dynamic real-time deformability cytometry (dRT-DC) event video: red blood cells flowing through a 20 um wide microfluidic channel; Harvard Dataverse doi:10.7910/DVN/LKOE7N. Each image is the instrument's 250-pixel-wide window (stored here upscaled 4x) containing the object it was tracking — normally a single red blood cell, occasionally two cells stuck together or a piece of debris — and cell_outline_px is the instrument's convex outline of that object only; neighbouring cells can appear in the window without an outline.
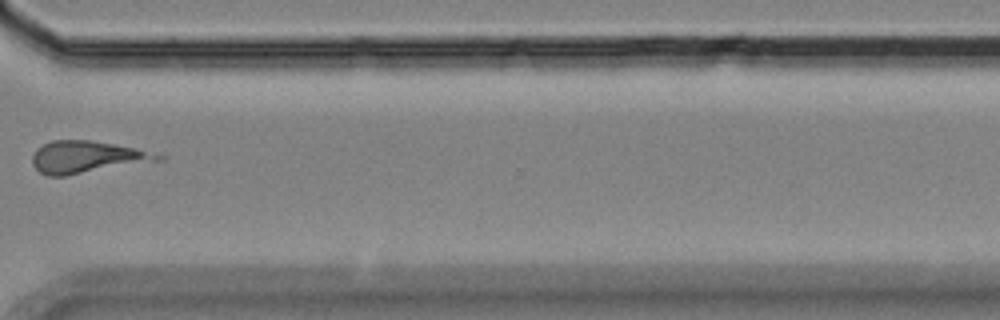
{"species": "Egyptian fruit bat (a non-hibernating species)", "species_latin": "Rousettus aegyptiacus", "temperature_condition": "room temperature", "stored_images_in_passage": 12, "camera_frame_rate_fps": 3000, "um_per_image_px": 0.085, "animal": {"sex": "female"}, "frame": {"image": 1, "passage_image": 9, "time_ms": 10.333, "image_size_px": [1000, 320], "cell_outline_px": [[164, 160], [64, 176], [48, 176], [40, 172], [32, 164], [32, 156], [36, 148], [52, 140], [88, 140], [112, 144], [132, 148], [164, 156]], "centroid_in_image_um": [7.33, 13.36], "position_along_channel_um": 363.3, "area_um2": 23.18}}